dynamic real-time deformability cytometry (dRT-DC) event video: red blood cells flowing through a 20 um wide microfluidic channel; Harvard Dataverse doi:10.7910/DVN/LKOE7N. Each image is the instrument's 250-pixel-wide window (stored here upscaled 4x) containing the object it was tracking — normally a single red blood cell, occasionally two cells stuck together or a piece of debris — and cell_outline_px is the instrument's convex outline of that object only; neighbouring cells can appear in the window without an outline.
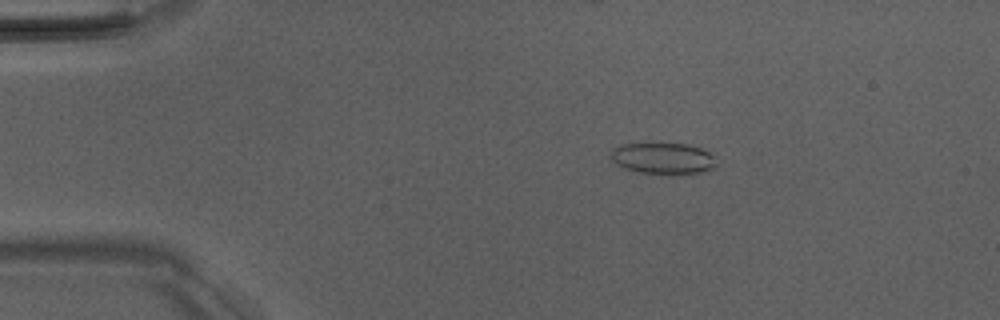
{"species": "Egyptian fruit bat (a non-hibernating species)", "species_latin": "Rousettus aegyptiacus", "temperature_condition": "room temperature", "stored_images_in_passage": 3, "camera_frame_rate_fps": 3000, "um_per_image_px": 0.085, "animal": {"sex": "male"}, "frame": {"image": 1, "passage_image": 2, "time_ms": 1.333, "image_size_px": [1000, 320], "cell_outline_px": [[716, 168], [708, 172], [640, 172], [624, 168], [616, 164], [608, 156], [612, 148], [620, 144], [688, 144], [712, 152], [716, 156]], "centroid_in_image_um": [56.38, 13.43], "position_along_channel_um": 28.6, "area_um2": 19.13}}